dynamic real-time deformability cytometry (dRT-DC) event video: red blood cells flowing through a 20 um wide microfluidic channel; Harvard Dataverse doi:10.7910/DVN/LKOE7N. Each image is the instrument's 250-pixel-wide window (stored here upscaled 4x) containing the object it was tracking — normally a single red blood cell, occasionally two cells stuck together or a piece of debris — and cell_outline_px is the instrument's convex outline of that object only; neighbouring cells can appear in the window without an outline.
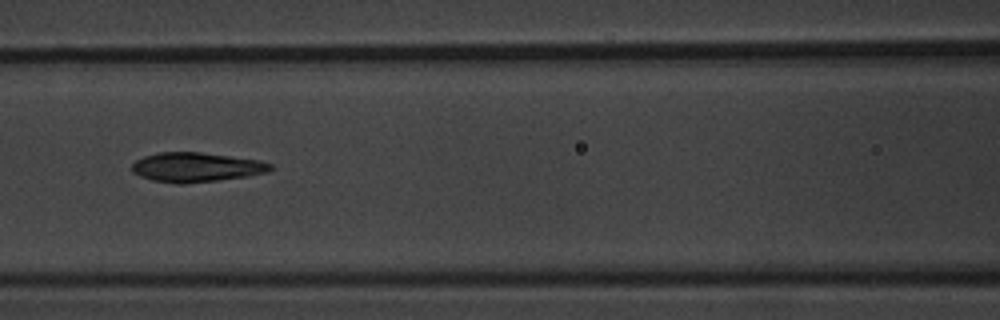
{"species": "common noctule bat (a hibernating species)", "species_latin": "Nyctalus noctula", "temperature_condition": "warm", "stored_images_in_passage": 8, "camera_frame_rate_fps": 3000, "um_per_image_px": 0.085, "animal": {"sex": "male", "body_mass_g": 20.1, "forearm_length_mm": 53.5}, "frame": {"image": 1, "passage_image": 8, "time_ms": 8.333, "image_size_px": [1000, 320], "cell_outline_px": [[276, 168], [268, 172], [248, 176], [184, 184], [176, 184], [152, 180], [140, 176], [132, 172], [132, 164], [136, 160], [144, 156], [160, 152], [200, 152], [260, 160], [272, 164]], "centroid_in_image_um": [16.7, 14.21], "position_along_channel_um": 149.9, "area_um2": 23.87}}